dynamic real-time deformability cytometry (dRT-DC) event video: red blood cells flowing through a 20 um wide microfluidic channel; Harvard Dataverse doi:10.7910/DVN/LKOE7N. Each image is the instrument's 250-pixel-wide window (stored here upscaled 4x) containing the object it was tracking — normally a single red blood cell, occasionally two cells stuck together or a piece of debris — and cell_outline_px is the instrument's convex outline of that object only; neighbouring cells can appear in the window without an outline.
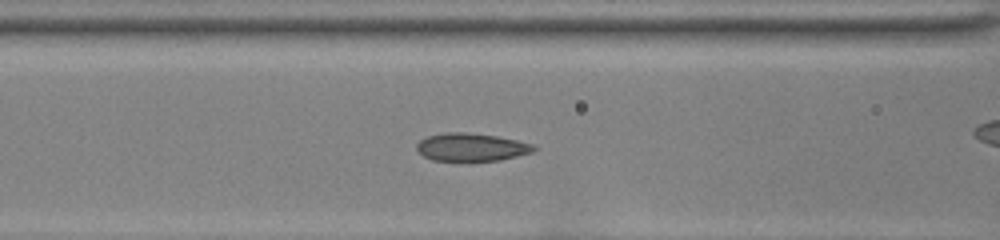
{"species": "common noctule bat (a hibernating species)", "species_latin": "Nyctalus noctula", "temperature_condition": "room temperature", "stored_images_in_passage": 50, "camera_frame_rate_fps": 3000, "um_per_image_px": 0.085, "animal": {"sex": "female", "body_mass_g": 22.0, "forearm_length_mm": 56.7}, "frame": {"image": 1, "passage_image": 25, "time_ms": 8.0, "image_size_px": [1000, 240], "cell_outline_px": [[540, 148], [532, 152], [500, 160], [432, 160], [424, 156], [416, 148], [416, 144], [420, 140], [428, 136], [444, 132], [464, 132], [496, 136], [536, 144]], "centroid_in_image_um": [40.1, 12.49], "position_along_channel_um": 126.5, "area_um2": 18.96}}
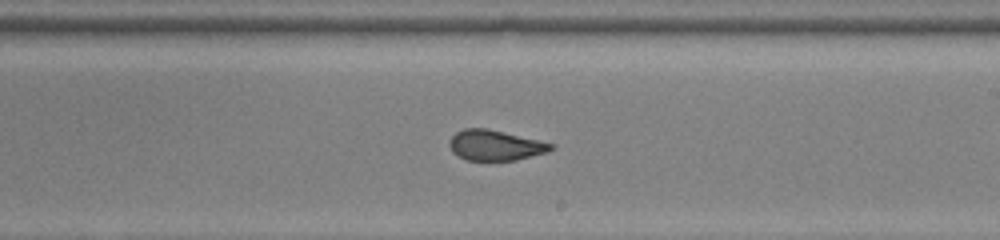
{"frame": {"image": 2, "passage_image": 34, "time_ms": 11.0, "image_size_px": [1000, 240], "cell_outline_px": [[556, 144], [548, 152], [516, 160], [468, 160], [452, 152], [448, 144], [448, 140], [456, 132], [464, 128], [484, 128]], "centroid_in_image_um": [42.07, 12.35], "position_along_channel_um": 246.9, "area_um2": 17.8}}
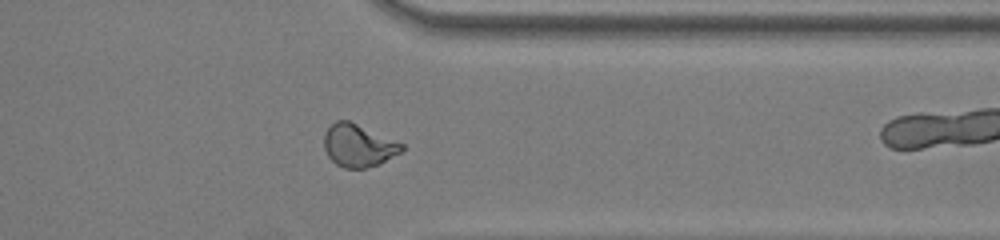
{"frame": {"image": 3, "passage_image": 44, "time_ms": 14.333, "image_size_px": [1000, 240], "cell_outline_px": [[404, 148], [400, 152], [376, 164], [364, 168], [344, 168], [336, 164], [328, 156], [324, 148], [324, 132], [336, 120], [348, 120], [404, 144]], "centroid_in_image_um": [30.42, 12.35], "position_along_channel_um": 381.0, "area_um2": 18.9}}